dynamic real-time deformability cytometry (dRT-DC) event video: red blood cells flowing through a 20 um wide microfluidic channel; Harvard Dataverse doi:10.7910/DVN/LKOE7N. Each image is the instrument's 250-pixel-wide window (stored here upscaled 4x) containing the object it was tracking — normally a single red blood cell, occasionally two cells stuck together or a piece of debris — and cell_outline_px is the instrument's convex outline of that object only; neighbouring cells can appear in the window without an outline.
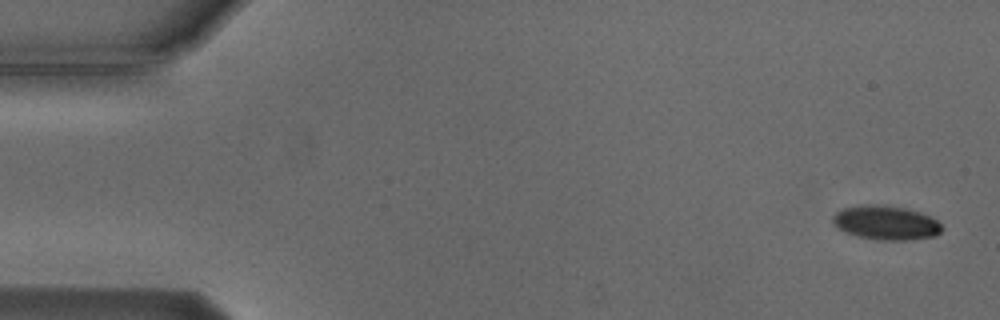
{"species": "Egyptian fruit bat (a non-hibernating species)", "species_latin": "Rousettus aegyptiacus", "temperature_condition": "cold", "stored_images_in_passage": 5, "camera_frame_rate_fps": 3000, "um_per_image_px": 0.085, "animal": {"sex": "male"}, "frame": {"image": 1, "passage_image": 1, "time_ms": 0.0, "image_size_px": [1000, 320], "cell_outline_px": [[944, 228], [936, 236], [908, 240], [880, 240], [860, 236], [844, 232], [832, 220], [832, 216], [840, 208], [860, 204], [884, 204], [904, 208], [920, 212], [936, 220]], "centroid_in_image_um": [75.3, 18.91], "position_along_channel_um": 9.7, "area_um2": 21.79}}
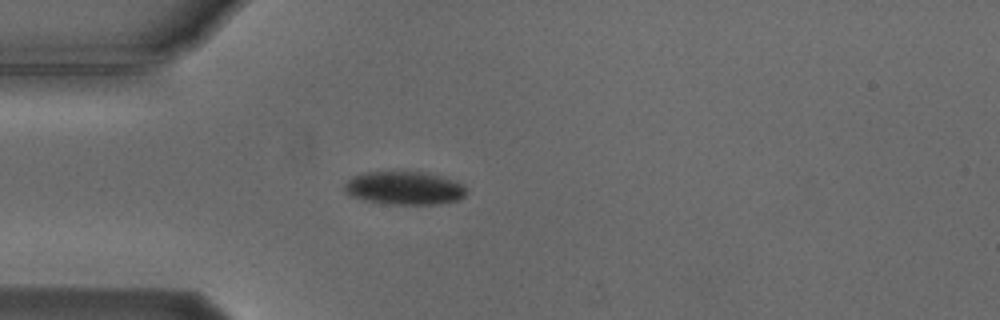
{"frame": {"image": 2, "passage_image": 5, "time_ms": 4.333, "image_size_px": [1000, 320], "cell_outline_px": [[468, 192], [460, 200], [440, 204], [388, 204], [364, 200], [348, 196], [344, 192], [344, 184], [352, 176], [368, 172], [424, 172], [444, 176], [464, 184], [468, 188]], "centroid_in_image_um": [34.41, 15.99], "position_along_channel_um": 50.6, "area_um2": 24.04}}